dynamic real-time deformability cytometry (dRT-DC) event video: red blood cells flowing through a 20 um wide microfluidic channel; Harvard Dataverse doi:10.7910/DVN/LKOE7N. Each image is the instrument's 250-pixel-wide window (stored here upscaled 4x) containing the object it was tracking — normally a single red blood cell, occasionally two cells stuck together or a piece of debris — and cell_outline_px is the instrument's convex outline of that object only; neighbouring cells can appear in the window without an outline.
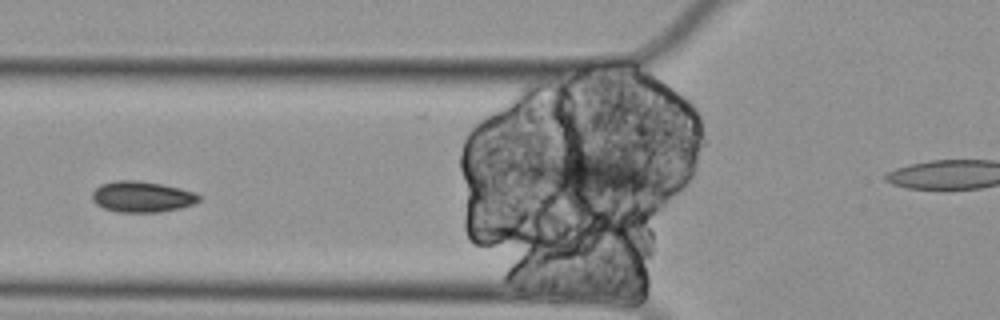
{"species": "Egyptian fruit bat (a non-hibernating species)", "species_latin": "Rousettus aegyptiacus", "temperature_condition": "cold", "stored_images_in_passage": 7, "camera_frame_rate_fps": 3000, "um_per_image_px": 0.085, "animal": {"sex": "female"}, "frame": {"image": 1, "passage_image": 6, "time_ms": 1.667, "image_size_px": [1000, 320], "cell_outline_px": [[200, 200], [192, 204], [180, 208], [160, 212], [116, 212], [104, 208], [96, 204], [92, 200], [92, 192], [100, 184], [116, 180], [136, 180], [160, 184], [180, 188], [192, 192], [200, 196]], "centroid_in_image_um": [12.02, 16.72], "position_along_channel_um": 113.8, "area_um2": 19.19}}